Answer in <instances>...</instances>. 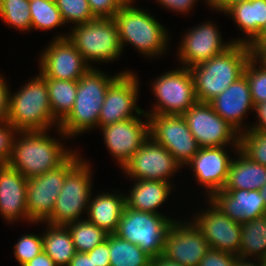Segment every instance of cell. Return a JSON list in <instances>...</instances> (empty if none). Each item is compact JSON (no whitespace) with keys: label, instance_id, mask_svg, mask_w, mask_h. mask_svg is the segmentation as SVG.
<instances>
[{"label":"cell","instance_id":"obj_11","mask_svg":"<svg viewBox=\"0 0 266 266\" xmlns=\"http://www.w3.org/2000/svg\"><path fill=\"white\" fill-rule=\"evenodd\" d=\"M182 116L200 148L229 144L239 150V132L222 119L210 103L197 101Z\"/></svg>","mask_w":266,"mask_h":266},{"label":"cell","instance_id":"obj_3","mask_svg":"<svg viewBox=\"0 0 266 266\" xmlns=\"http://www.w3.org/2000/svg\"><path fill=\"white\" fill-rule=\"evenodd\" d=\"M251 56L247 44L234 43L223 53L191 67L197 101L209 103L242 77Z\"/></svg>","mask_w":266,"mask_h":266},{"label":"cell","instance_id":"obj_37","mask_svg":"<svg viewBox=\"0 0 266 266\" xmlns=\"http://www.w3.org/2000/svg\"><path fill=\"white\" fill-rule=\"evenodd\" d=\"M64 23L83 24L95 19L88 0H55Z\"/></svg>","mask_w":266,"mask_h":266},{"label":"cell","instance_id":"obj_22","mask_svg":"<svg viewBox=\"0 0 266 266\" xmlns=\"http://www.w3.org/2000/svg\"><path fill=\"white\" fill-rule=\"evenodd\" d=\"M209 103L214 111L239 133L244 131L242 127L244 115L246 116L249 110L251 112L252 110L254 111L255 106L251 97L248 79L245 75L230 84Z\"/></svg>","mask_w":266,"mask_h":266},{"label":"cell","instance_id":"obj_24","mask_svg":"<svg viewBox=\"0 0 266 266\" xmlns=\"http://www.w3.org/2000/svg\"><path fill=\"white\" fill-rule=\"evenodd\" d=\"M233 18L240 31L247 38L233 40L234 43L249 44L261 31L266 22V0H246L237 2L224 12Z\"/></svg>","mask_w":266,"mask_h":266},{"label":"cell","instance_id":"obj_48","mask_svg":"<svg viewBox=\"0 0 266 266\" xmlns=\"http://www.w3.org/2000/svg\"><path fill=\"white\" fill-rule=\"evenodd\" d=\"M68 266H94V262L92 256H88L86 253L76 252Z\"/></svg>","mask_w":266,"mask_h":266},{"label":"cell","instance_id":"obj_20","mask_svg":"<svg viewBox=\"0 0 266 266\" xmlns=\"http://www.w3.org/2000/svg\"><path fill=\"white\" fill-rule=\"evenodd\" d=\"M232 158L224 146L199 148L198 153L186 164L192 167L196 182L205 187L208 198L223 190Z\"/></svg>","mask_w":266,"mask_h":266},{"label":"cell","instance_id":"obj_9","mask_svg":"<svg viewBox=\"0 0 266 266\" xmlns=\"http://www.w3.org/2000/svg\"><path fill=\"white\" fill-rule=\"evenodd\" d=\"M157 99L149 115H183L196 102L194 79L190 68L182 67L160 75L152 83Z\"/></svg>","mask_w":266,"mask_h":266},{"label":"cell","instance_id":"obj_6","mask_svg":"<svg viewBox=\"0 0 266 266\" xmlns=\"http://www.w3.org/2000/svg\"><path fill=\"white\" fill-rule=\"evenodd\" d=\"M68 39L89 62H110L121 56L123 51L117 23L114 18H95L74 25L67 34Z\"/></svg>","mask_w":266,"mask_h":266},{"label":"cell","instance_id":"obj_33","mask_svg":"<svg viewBox=\"0 0 266 266\" xmlns=\"http://www.w3.org/2000/svg\"><path fill=\"white\" fill-rule=\"evenodd\" d=\"M31 29L50 30L65 26L55 0L30 2Z\"/></svg>","mask_w":266,"mask_h":266},{"label":"cell","instance_id":"obj_49","mask_svg":"<svg viewBox=\"0 0 266 266\" xmlns=\"http://www.w3.org/2000/svg\"><path fill=\"white\" fill-rule=\"evenodd\" d=\"M150 265L151 266H183L175 261L167 259L162 254L157 257L152 258Z\"/></svg>","mask_w":266,"mask_h":266},{"label":"cell","instance_id":"obj_30","mask_svg":"<svg viewBox=\"0 0 266 266\" xmlns=\"http://www.w3.org/2000/svg\"><path fill=\"white\" fill-rule=\"evenodd\" d=\"M48 87L50 106L54 119L60 124L71 112L78 81L44 78Z\"/></svg>","mask_w":266,"mask_h":266},{"label":"cell","instance_id":"obj_50","mask_svg":"<svg viewBox=\"0 0 266 266\" xmlns=\"http://www.w3.org/2000/svg\"><path fill=\"white\" fill-rule=\"evenodd\" d=\"M236 266H260V259L255 258V261L252 262L251 259L248 260V257L236 255Z\"/></svg>","mask_w":266,"mask_h":266},{"label":"cell","instance_id":"obj_52","mask_svg":"<svg viewBox=\"0 0 266 266\" xmlns=\"http://www.w3.org/2000/svg\"><path fill=\"white\" fill-rule=\"evenodd\" d=\"M250 43H266V22L260 33Z\"/></svg>","mask_w":266,"mask_h":266},{"label":"cell","instance_id":"obj_8","mask_svg":"<svg viewBox=\"0 0 266 266\" xmlns=\"http://www.w3.org/2000/svg\"><path fill=\"white\" fill-rule=\"evenodd\" d=\"M90 164L82 160L66 175L52 214L44 221L52 225L66 226L80 220L92 194V178Z\"/></svg>","mask_w":266,"mask_h":266},{"label":"cell","instance_id":"obj_47","mask_svg":"<svg viewBox=\"0 0 266 266\" xmlns=\"http://www.w3.org/2000/svg\"><path fill=\"white\" fill-rule=\"evenodd\" d=\"M23 266H57L55 262L42 251L40 254L36 255L32 260L26 262Z\"/></svg>","mask_w":266,"mask_h":266},{"label":"cell","instance_id":"obj_26","mask_svg":"<svg viewBox=\"0 0 266 266\" xmlns=\"http://www.w3.org/2000/svg\"><path fill=\"white\" fill-rule=\"evenodd\" d=\"M136 181L129 195L125 193L126 206L137 211L161 214L157 209L167 200L172 191V183L155 180Z\"/></svg>","mask_w":266,"mask_h":266},{"label":"cell","instance_id":"obj_35","mask_svg":"<svg viewBox=\"0 0 266 266\" xmlns=\"http://www.w3.org/2000/svg\"><path fill=\"white\" fill-rule=\"evenodd\" d=\"M239 151L266 167V131L246 129L239 133Z\"/></svg>","mask_w":266,"mask_h":266},{"label":"cell","instance_id":"obj_14","mask_svg":"<svg viewBox=\"0 0 266 266\" xmlns=\"http://www.w3.org/2000/svg\"><path fill=\"white\" fill-rule=\"evenodd\" d=\"M180 168L183 167L165 147L148 137L122 169L135 182L136 180L169 182L173 173Z\"/></svg>","mask_w":266,"mask_h":266},{"label":"cell","instance_id":"obj_44","mask_svg":"<svg viewBox=\"0 0 266 266\" xmlns=\"http://www.w3.org/2000/svg\"><path fill=\"white\" fill-rule=\"evenodd\" d=\"M5 81L3 75L0 74V122L7 120L9 92L11 91Z\"/></svg>","mask_w":266,"mask_h":266},{"label":"cell","instance_id":"obj_39","mask_svg":"<svg viewBox=\"0 0 266 266\" xmlns=\"http://www.w3.org/2000/svg\"><path fill=\"white\" fill-rule=\"evenodd\" d=\"M18 131L6 120L0 122V165H6Z\"/></svg>","mask_w":266,"mask_h":266},{"label":"cell","instance_id":"obj_32","mask_svg":"<svg viewBox=\"0 0 266 266\" xmlns=\"http://www.w3.org/2000/svg\"><path fill=\"white\" fill-rule=\"evenodd\" d=\"M69 229L75 251L79 253H87L92 251L97 245L103 243L108 233L89 222L87 219H80L66 225Z\"/></svg>","mask_w":266,"mask_h":266},{"label":"cell","instance_id":"obj_21","mask_svg":"<svg viewBox=\"0 0 266 266\" xmlns=\"http://www.w3.org/2000/svg\"><path fill=\"white\" fill-rule=\"evenodd\" d=\"M208 199L225 215L238 223L266 214V204L260 190L223 189Z\"/></svg>","mask_w":266,"mask_h":266},{"label":"cell","instance_id":"obj_53","mask_svg":"<svg viewBox=\"0 0 266 266\" xmlns=\"http://www.w3.org/2000/svg\"><path fill=\"white\" fill-rule=\"evenodd\" d=\"M120 7H133L136 0H114Z\"/></svg>","mask_w":266,"mask_h":266},{"label":"cell","instance_id":"obj_19","mask_svg":"<svg viewBox=\"0 0 266 266\" xmlns=\"http://www.w3.org/2000/svg\"><path fill=\"white\" fill-rule=\"evenodd\" d=\"M145 118L146 122L137 116L100 128L108 151L121 169L149 137L148 116Z\"/></svg>","mask_w":266,"mask_h":266},{"label":"cell","instance_id":"obj_17","mask_svg":"<svg viewBox=\"0 0 266 266\" xmlns=\"http://www.w3.org/2000/svg\"><path fill=\"white\" fill-rule=\"evenodd\" d=\"M210 249L201 231L191 221H174L168 229L162 255L183 266H198Z\"/></svg>","mask_w":266,"mask_h":266},{"label":"cell","instance_id":"obj_10","mask_svg":"<svg viewBox=\"0 0 266 266\" xmlns=\"http://www.w3.org/2000/svg\"><path fill=\"white\" fill-rule=\"evenodd\" d=\"M76 151L58 168L27 180L26 208L29 222L44 223L52 214L66 175L82 160Z\"/></svg>","mask_w":266,"mask_h":266},{"label":"cell","instance_id":"obj_45","mask_svg":"<svg viewBox=\"0 0 266 266\" xmlns=\"http://www.w3.org/2000/svg\"><path fill=\"white\" fill-rule=\"evenodd\" d=\"M255 113L259 121L253 126L246 127L249 130L266 131V101L260 102L254 106Z\"/></svg>","mask_w":266,"mask_h":266},{"label":"cell","instance_id":"obj_15","mask_svg":"<svg viewBox=\"0 0 266 266\" xmlns=\"http://www.w3.org/2000/svg\"><path fill=\"white\" fill-rule=\"evenodd\" d=\"M137 78L133 72L122 73L109 86L98 119L99 128L139 115L147 116L145 111L137 106L140 85Z\"/></svg>","mask_w":266,"mask_h":266},{"label":"cell","instance_id":"obj_36","mask_svg":"<svg viewBox=\"0 0 266 266\" xmlns=\"http://www.w3.org/2000/svg\"><path fill=\"white\" fill-rule=\"evenodd\" d=\"M258 64L251 56L244 69L254 105L266 101V68L261 63Z\"/></svg>","mask_w":266,"mask_h":266},{"label":"cell","instance_id":"obj_13","mask_svg":"<svg viewBox=\"0 0 266 266\" xmlns=\"http://www.w3.org/2000/svg\"><path fill=\"white\" fill-rule=\"evenodd\" d=\"M67 36H55L40 54L39 72L43 78L78 81L93 67L83 59Z\"/></svg>","mask_w":266,"mask_h":266},{"label":"cell","instance_id":"obj_18","mask_svg":"<svg viewBox=\"0 0 266 266\" xmlns=\"http://www.w3.org/2000/svg\"><path fill=\"white\" fill-rule=\"evenodd\" d=\"M208 209L198 212L192 222L201 231L209 247L239 255L241 223L233 221L210 200Z\"/></svg>","mask_w":266,"mask_h":266},{"label":"cell","instance_id":"obj_4","mask_svg":"<svg viewBox=\"0 0 266 266\" xmlns=\"http://www.w3.org/2000/svg\"><path fill=\"white\" fill-rule=\"evenodd\" d=\"M17 93L9 92L7 121L17 131H50L59 128L50 106L46 80L39 74ZM58 125V126H57Z\"/></svg>","mask_w":266,"mask_h":266},{"label":"cell","instance_id":"obj_40","mask_svg":"<svg viewBox=\"0 0 266 266\" xmlns=\"http://www.w3.org/2000/svg\"><path fill=\"white\" fill-rule=\"evenodd\" d=\"M198 266H236V255L210 248Z\"/></svg>","mask_w":266,"mask_h":266},{"label":"cell","instance_id":"obj_25","mask_svg":"<svg viewBox=\"0 0 266 266\" xmlns=\"http://www.w3.org/2000/svg\"><path fill=\"white\" fill-rule=\"evenodd\" d=\"M91 198L92 194L88 203L87 220L104 229L108 234L115 233L126 205L125 195L105 192Z\"/></svg>","mask_w":266,"mask_h":266},{"label":"cell","instance_id":"obj_34","mask_svg":"<svg viewBox=\"0 0 266 266\" xmlns=\"http://www.w3.org/2000/svg\"><path fill=\"white\" fill-rule=\"evenodd\" d=\"M0 18L16 30L30 31V2L28 0H0Z\"/></svg>","mask_w":266,"mask_h":266},{"label":"cell","instance_id":"obj_27","mask_svg":"<svg viewBox=\"0 0 266 266\" xmlns=\"http://www.w3.org/2000/svg\"><path fill=\"white\" fill-rule=\"evenodd\" d=\"M232 159L223 189L260 190L266 183V167L249 160L239 150Z\"/></svg>","mask_w":266,"mask_h":266},{"label":"cell","instance_id":"obj_23","mask_svg":"<svg viewBox=\"0 0 266 266\" xmlns=\"http://www.w3.org/2000/svg\"><path fill=\"white\" fill-rule=\"evenodd\" d=\"M27 180L9 165H0V215L7 222L25 219L29 223L26 208Z\"/></svg>","mask_w":266,"mask_h":266},{"label":"cell","instance_id":"obj_51","mask_svg":"<svg viewBox=\"0 0 266 266\" xmlns=\"http://www.w3.org/2000/svg\"><path fill=\"white\" fill-rule=\"evenodd\" d=\"M246 0H216V10L220 12H224L231 5L242 2Z\"/></svg>","mask_w":266,"mask_h":266},{"label":"cell","instance_id":"obj_16","mask_svg":"<svg viewBox=\"0 0 266 266\" xmlns=\"http://www.w3.org/2000/svg\"><path fill=\"white\" fill-rule=\"evenodd\" d=\"M183 36L177 55L187 68L210 60L234 44L233 41L224 43L218 27L209 21L190 28Z\"/></svg>","mask_w":266,"mask_h":266},{"label":"cell","instance_id":"obj_41","mask_svg":"<svg viewBox=\"0 0 266 266\" xmlns=\"http://www.w3.org/2000/svg\"><path fill=\"white\" fill-rule=\"evenodd\" d=\"M88 4L95 18H114L120 9L114 0H88Z\"/></svg>","mask_w":266,"mask_h":266},{"label":"cell","instance_id":"obj_12","mask_svg":"<svg viewBox=\"0 0 266 266\" xmlns=\"http://www.w3.org/2000/svg\"><path fill=\"white\" fill-rule=\"evenodd\" d=\"M149 137L165 147L185 166L199 150V145L182 115H149Z\"/></svg>","mask_w":266,"mask_h":266},{"label":"cell","instance_id":"obj_7","mask_svg":"<svg viewBox=\"0 0 266 266\" xmlns=\"http://www.w3.org/2000/svg\"><path fill=\"white\" fill-rule=\"evenodd\" d=\"M174 223L163 214L123 209L117 231L119 238L139 246L151 258L163 253L165 237Z\"/></svg>","mask_w":266,"mask_h":266},{"label":"cell","instance_id":"obj_2","mask_svg":"<svg viewBox=\"0 0 266 266\" xmlns=\"http://www.w3.org/2000/svg\"><path fill=\"white\" fill-rule=\"evenodd\" d=\"M114 76L91 67L79 80L74 106L68 116L59 124V136L70 138L98 126L102 104L109 86L122 74Z\"/></svg>","mask_w":266,"mask_h":266},{"label":"cell","instance_id":"obj_1","mask_svg":"<svg viewBox=\"0 0 266 266\" xmlns=\"http://www.w3.org/2000/svg\"><path fill=\"white\" fill-rule=\"evenodd\" d=\"M62 145L47 131H18L7 165L27 179L42 175L61 166L75 152Z\"/></svg>","mask_w":266,"mask_h":266},{"label":"cell","instance_id":"obj_56","mask_svg":"<svg viewBox=\"0 0 266 266\" xmlns=\"http://www.w3.org/2000/svg\"><path fill=\"white\" fill-rule=\"evenodd\" d=\"M260 266H266V259H260Z\"/></svg>","mask_w":266,"mask_h":266},{"label":"cell","instance_id":"obj_46","mask_svg":"<svg viewBox=\"0 0 266 266\" xmlns=\"http://www.w3.org/2000/svg\"><path fill=\"white\" fill-rule=\"evenodd\" d=\"M252 56L266 68V43H249Z\"/></svg>","mask_w":266,"mask_h":266},{"label":"cell","instance_id":"obj_31","mask_svg":"<svg viewBox=\"0 0 266 266\" xmlns=\"http://www.w3.org/2000/svg\"><path fill=\"white\" fill-rule=\"evenodd\" d=\"M106 241L109 243L110 266H150L152 258L136 244L114 233L108 234Z\"/></svg>","mask_w":266,"mask_h":266},{"label":"cell","instance_id":"obj_38","mask_svg":"<svg viewBox=\"0 0 266 266\" xmlns=\"http://www.w3.org/2000/svg\"><path fill=\"white\" fill-rule=\"evenodd\" d=\"M42 251H44L42 235L26 234L20 237L18 242L14 245V256L20 266L32 260Z\"/></svg>","mask_w":266,"mask_h":266},{"label":"cell","instance_id":"obj_55","mask_svg":"<svg viewBox=\"0 0 266 266\" xmlns=\"http://www.w3.org/2000/svg\"><path fill=\"white\" fill-rule=\"evenodd\" d=\"M206 2L210 7H212V9L216 10V0H206Z\"/></svg>","mask_w":266,"mask_h":266},{"label":"cell","instance_id":"obj_42","mask_svg":"<svg viewBox=\"0 0 266 266\" xmlns=\"http://www.w3.org/2000/svg\"><path fill=\"white\" fill-rule=\"evenodd\" d=\"M86 254L92 256L94 266H110L109 243L106 240Z\"/></svg>","mask_w":266,"mask_h":266},{"label":"cell","instance_id":"obj_5","mask_svg":"<svg viewBox=\"0 0 266 266\" xmlns=\"http://www.w3.org/2000/svg\"><path fill=\"white\" fill-rule=\"evenodd\" d=\"M119 36L124 48L131 44L147 58L164 54L169 42L166 28L143 9L120 7L115 13Z\"/></svg>","mask_w":266,"mask_h":266},{"label":"cell","instance_id":"obj_54","mask_svg":"<svg viewBox=\"0 0 266 266\" xmlns=\"http://www.w3.org/2000/svg\"><path fill=\"white\" fill-rule=\"evenodd\" d=\"M260 194L262 195L265 204H266V183L264 184V186L260 189Z\"/></svg>","mask_w":266,"mask_h":266},{"label":"cell","instance_id":"obj_28","mask_svg":"<svg viewBox=\"0 0 266 266\" xmlns=\"http://www.w3.org/2000/svg\"><path fill=\"white\" fill-rule=\"evenodd\" d=\"M46 225L47 231L42 234L43 250L57 266H68L76 253L69 229L63 225Z\"/></svg>","mask_w":266,"mask_h":266},{"label":"cell","instance_id":"obj_29","mask_svg":"<svg viewBox=\"0 0 266 266\" xmlns=\"http://www.w3.org/2000/svg\"><path fill=\"white\" fill-rule=\"evenodd\" d=\"M239 255L266 259V214L241 223Z\"/></svg>","mask_w":266,"mask_h":266},{"label":"cell","instance_id":"obj_43","mask_svg":"<svg viewBox=\"0 0 266 266\" xmlns=\"http://www.w3.org/2000/svg\"><path fill=\"white\" fill-rule=\"evenodd\" d=\"M197 0H157L159 4L168 10L176 11L177 13H188L190 9L195 5Z\"/></svg>","mask_w":266,"mask_h":266}]
</instances>
